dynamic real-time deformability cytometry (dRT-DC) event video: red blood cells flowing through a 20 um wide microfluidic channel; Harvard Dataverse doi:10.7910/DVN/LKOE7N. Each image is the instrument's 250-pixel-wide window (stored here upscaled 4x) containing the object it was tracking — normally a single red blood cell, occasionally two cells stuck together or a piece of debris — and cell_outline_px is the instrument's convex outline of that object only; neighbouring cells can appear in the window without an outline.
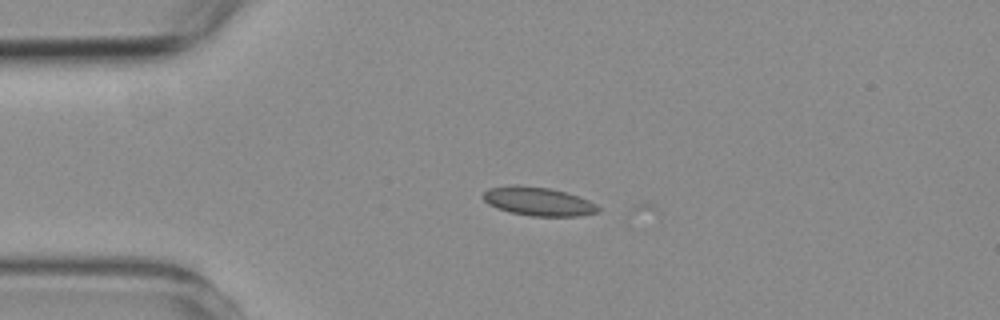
{"species": "common noctule bat (a hibernating species)", "species_latin": "Nyctalus noctula", "temperature_condition": "room temperature", "stored_images_in_passage": 4, "camera_frame_rate_fps": 3000, "um_per_image_px": 0.085, "animal": {"sex": "female", "body_mass_g": 19.3, "forearm_length_mm": 54.1}, "frame": {"image": 1, "passage_image": 1, "time_ms": 0.0, "image_size_px": [1000, 320], "cell_outline_px": [[600, 212], [576, 216], [532, 216], [508, 212], [496, 208], [488, 204], [484, 200], [484, 192], [488, 188], [512, 184], [516, 184], [548, 188], [564, 192], [588, 200], [596, 204], [600, 208]], "centroid_in_image_um": [45.72, 17.12], "position_along_channel_um": 39.3, "area_um2": 19.19}}